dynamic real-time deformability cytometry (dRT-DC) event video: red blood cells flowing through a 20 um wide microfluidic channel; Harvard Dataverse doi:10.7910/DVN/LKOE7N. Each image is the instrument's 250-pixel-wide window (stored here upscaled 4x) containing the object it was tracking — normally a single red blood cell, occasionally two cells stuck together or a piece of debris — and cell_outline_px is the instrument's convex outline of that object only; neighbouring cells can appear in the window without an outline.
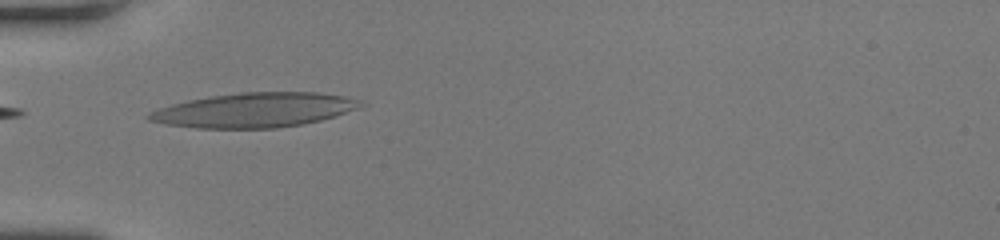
{"species": "human", "species_latin": "Homo sapiens", "temperature_condition": "room temperature", "stored_images_in_passage": 33, "camera_frame_rate_fps": 3000, "um_per_image_px": 0.085, "donor": {"sex": "female"}, "frame": {"image": 1, "passage_image": 1, "time_ms": 0.0, "image_size_px": [1000, 240], "cell_outline_px": [[368, 104], [360, 108], [336, 116], [320, 120], [300, 124], [276, 128], [196, 128], [164, 124], [148, 120], [144, 116], [160, 108], [172, 104], [188, 100], [212, 96], [240, 92], [320, 92], [344, 96], [360, 100]], "centroid_in_image_um": [21.67, 9.35], "position_along_channel_um": 63.3, "area_um2": 42.66}}
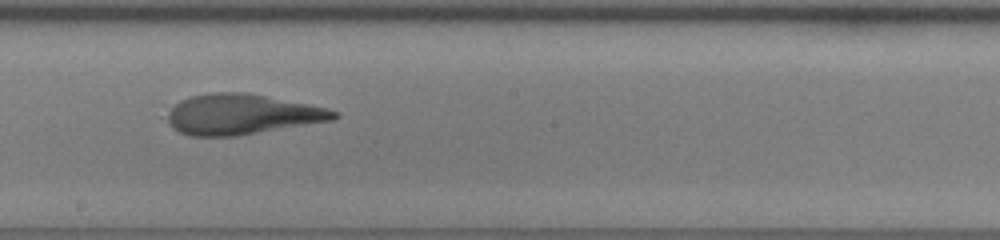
{"frame": {"image": 2, "passage_image": 13, "time_ms": 4.0, "image_size_px": [1000, 240], "cell_outline_px": [[340, 116], [332, 120], [236, 136], [188, 136], [172, 128], [168, 124], [168, 112], [180, 100], [192, 96], [212, 92], [244, 92], [308, 104], [328, 108], [340, 112]], "centroid_in_image_um": [20.55, 9.72], "position_along_channel_um": 227.7, "area_um2": 38.96}}
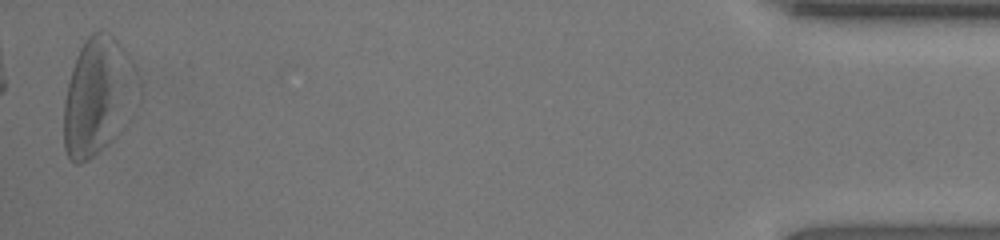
{"frame": {"image": 3, "passage_image": 33, "time_ms": 10.667, "image_size_px": [1000, 240], "cell_outline_px": [[132, 64], [112, 136], [88, 160], [80, 164], [76, 164], [68, 160], [64, 148], [64, 100], [68, 80], [76, 56], [84, 40], [92, 32], [108, 32], [128, 52]], "centroid_in_image_um": [8.01, 8.11], "position_along_channel_um": 427.2, "area_um2": 45.2}, "authors_computed_cell_mechanics": {"area_um2": 38.9572, "velocity_mm_per_s": 4.2521, "shape_relaxation_time_tau1_ms": 4.4818, "shape_relaxation_time_tau2_ms": 1.9251, "deformation_change_tau1": 0.2364, "deformation_change_tau2": 0.1183}}